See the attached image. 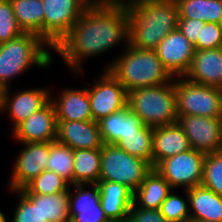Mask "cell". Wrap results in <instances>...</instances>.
<instances>
[{
    "mask_svg": "<svg viewBox=\"0 0 222 222\" xmlns=\"http://www.w3.org/2000/svg\"><path fill=\"white\" fill-rule=\"evenodd\" d=\"M128 45L129 13L126 6L92 2L52 50L62 58L69 72L79 77L86 72L83 63L87 59Z\"/></svg>",
    "mask_w": 222,
    "mask_h": 222,
    "instance_id": "1",
    "label": "cell"
},
{
    "mask_svg": "<svg viewBox=\"0 0 222 222\" xmlns=\"http://www.w3.org/2000/svg\"><path fill=\"white\" fill-rule=\"evenodd\" d=\"M129 13V44L155 50L162 39L178 29L175 0H137L126 5Z\"/></svg>",
    "mask_w": 222,
    "mask_h": 222,
    "instance_id": "2",
    "label": "cell"
},
{
    "mask_svg": "<svg viewBox=\"0 0 222 222\" xmlns=\"http://www.w3.org/2000/svg\"><path fill=\"white\" fill-rule=\"evenodd\" d=\"M121 52L102 69L109 70L127 92L141 87L163 85L173 79L155 50L140 49L129 44Z\"/></svg>",
    "mask_w": 222,
    "mask_h": 222,
    "instance_id": "3",
    "label": "cell"
},
{
    "mask_svg": "<svg viewBox=\"0 0 222 222\" xmlns=\"http://www.w3.org/2000/svg\"><path fill=\"white\" fill-rule=\"evenodd\" d=\"M52 48L37 34L24 32L4 42L0 48V86L11 87L12 81L35 67L45 70L54 61Z\"/></svg>",
    "mask_w": 222,
    "mask_h": 222,
    "instance_id": "4",
    "label": "cell"
},
{
    "mask_svg": "<svg viewBox=\"0 0 222 222\" xmlns=\"http://www.w3.org/2000/svg\"><path fill=\"white\" fill-rule=\"evenodd\" d=\"M127 107L144 125L156 127L176 123L178 115L174 78L163 85L128 91Z\"/></svg>",
    "mask_w": 222,
    "mask_h": 222,
    "instance_id": "5",
    "label": "cell"
},
{
    "mask_svg": "<svg viewBox=\"0 0 222 222\" xmlns=\"http://www.w3.org/2000/svg\"><path fill=\"white\" fill-rule=\"evenodd\" d=\"M151 170L148 162L115 144H104L101 148L100 180L125 184L134 192Z\"/></svg>",
    "mask_w": 222,
    "mask_h": 222,
    "instance_id": "6",
    "label": "cell"
},
{
    "mask_svg": "<svg viewBox=\"0 0 222 222\" xmlns=\"http://www.w3.org/2000/svg\"><path fill=\"white\" fill-rule=\"evenodd\" d=\"M177 115L222 117V89L174 77Z\"/></svg>",
    "mask_w": 222,
    "mask_h": 222,
    "instance_id": "7",
    "label": "cell"
},
{
    "mask_svg": "<svg viewBox=\"0 0 222 222\" xmlns=\"http://www.w3.org/2000/svg\"><path fill=\"white\" fill-rule=\"evenodd\" d=\"M91 3L92 0H42L43 40L53 49Z\"/></svg>",
    "mask_w": 222,
    "mask_h": 222,
    "instance_id": "8",
    "label": "cell"
},
{
    "mask_svg": "<svg viewBox=\"0 0 222 222\" xmlns=\"http://www.w3.org/2000/svg\"><path fill=\"white\" fill-rule=\"evenodd\" d=\"M205 156L206 154L191 148L160 161L154 169L173 190H188L201 185Z\"/></svg>",
    "mask_w": 222,
    "mask_h": 222,
    "instance_id": "9",
    "label": "cell"
},
{
    "mask_svg": "<svg viewBox=\"0 0 222 222\" xmlns=\"http://www.w3.org/2000/svg\"><path fill=\"white\" fill-rule=\"evenodd\" d=\"M99 74L87 87L92 120L97 122L127 106V91L119 80L109 70Z\"/></svg>",
    "mask_w": 222,
    "mask_h": 222,
    "instance_id": "10",
    "label": "cell"
},
{
    "mask_svg": "<svg viewBox=\"0 0 222 222\" xmlns=\"http://www.w3.org/2000/svg\"><path fill=\"white\" fill-rule=\"evenodd\" d=\"M22 148L14 159L7 190L24 188L46 170L50 155V142L19 143Z\"/></svg>",
    "mask_w": 222,
    "mask_h": 222,
    "instance_id": "11",
    "label": "cell"
},
{
    "mask_svg": "<svg viewBox=\"0 0 222 222\" xmlns=\"http://www.w3.org/2000/svg\"><path fill=\"white\" fill-rule=\"evenodd\" d=\"M177 123L192 149L204 154L222 151V117L178 115Z\"/></svg>",
    "mask_w": 222,
    "mask_h": 222,
    "instance_id": "12",
    "label": "cell"
},
{
    "mask_svg": "<svg viewBox=\"0 0 222 222\" xmlns=\"http://www.w3.org/2000/svg\"><path fill=\"white\" fill-rule=\"evenodd\" d=\"M4 88L1 113H7L12 130L23 120L41 109L50 100V89L40 86L14 91ZM14 92V93H13Z\"/></svg>",
    "mask_w": 222,
    "mask_h": 222,
    "instance_id": "13",
    "label": "cell"
},
{
    "mask_svg": "<svg viewBox=\"0 0 222 222\" xmlns=\"http://www.w3.org/2000/svg\"><path fill=\"white\" fill-rule=\"evenodd\" d=\"M164 68L174 77H184L195 54L194 45L176 29L165 36L155 49Z\"/></svg>",
    "mask_w": 222,
    "mask_h": 222,
    "instance_id": "14",
    "label": "cell"
},
{
    "mask_svg": "<svg viewBox=\"0 0 222 222\" xmlns=\"http://www.w3.org/2000/svg\"><path fill=\"white\" fill-rule=\"evenodd\" d=\"M18 143L52 142L57 138V119L49 100L41 109L19 123L12 131Z\"/></svg>",
    "mask_w": 222,
    "mask_h": 222,
    "instance_id": "15",
    "label": "cell"
},
{
    "mask_svg": "<svg viewBox=\"0 0 222 222\" xmlns=\"http://www.w3.org/2000/svg\"><path fill=\"white\" fill-rule=\"evenodd\" d=\"M69 213L71 222H110L102 209L97 183L70 185Z\"/></svg>",
    "mask_w": 222,
    "mask_h": 222,
    "instance_id": "16",
    "label": "cell"
},
{
    "mask_svg": "<svg viewBox=\"0 0 222 222\" xmlns=\"http://www.w3.org/2000/svg\"><path fill=\"white\" fill-rule=\"evenodd\" d=\"M50 91L57 121H88L92 120L91 106L87 86L75 88H62L58 92Z\"/></svg>",
    "mask_w": 222,
    "mask_h": 222,
    "instance_id": "17",
    "label": "cell"
},
{
    "mask_svg": "<svg viewBox=\"0 0 222 222\" xmlns=\"http://www.w3.org/2000/svg\"><path fill=\"white\" fill-rule=\"evenodd\" d=\"M73 150L102 148V140L97 121H57V138Z\"/></svg>",
    "mask_w": 222,
    "mask_h": 222,
    "instance_id": "18",
    "label": "cell"
},
{
    "mask_svg": "<svg viewBox=\"0 0 222 222\" xmlns=\"http://www.w3.org/2000/svg\"><path fill=\"white\" fill-rule=\"evenodd\" d=\"M184 77L197 84L222 89V47L195 50Z\"/></svg>",
    "mask_w": 222,
    "mask_h": 222,
    "instance_id": "19",
    "label": "cell"
},
{
    "mask_svg": "<svg viewBox=\"0 0 222 222\" xmlns=\"http://www.w3.org/2000/svg\"><path fill=\"white\" fill-rule=\"evenodd\" d=\"M100 202L105 216L110 222H126L133 204V191L125 184L108 180L97 182Z\"/></svg>",
    "mask_w": 222,
    "mask_h": 222,
    "instance_id": "20",
    "label": "cell"
},
{
    "mask_svg": "<svg viewBox=\"0 0 222 222\" xmlns=\"http://www.w3.org/2000/svg\"><path fill=\"white\" fill-rule=\"evenodd\" d=\"M190 149L188 137L177 122L153 127V168L160 161Z\"/></svg>",
    "mask_w": 222,
    "mask_h": 222,
    "instance_id": "21",
    "label": "cell"
},
{
    "mask_svg": "<svg viewBox=\"0 0 222 222\" xmlns=\"http://www.w3.org/2000/svg\"><path fill=\"white\" fill-rule=\"evenodd\" d=\"M189 199L190 221H222V196L198 185L187 190ZM192 210V211H191Z\"/></svg>",
    "mask_w": 222,
    "mask_h": 222,
    "instance_id": "22",
    "label": "cell"
},
{
    "mask_svg": "<svg viewBox=\"0 0 222 222\" xmlns=\"http://www.w3.org/2000/svg\"><path fill=\"white\" fill-rule=\"evenodd\" d=\"M172 187L154 168L133 192V204L143 209H160Z\"/></svg>",
    "mask_w": 222,
    "mask_h": 222,
    "instance_id": "23",
    "label": "cell"
},
{
    "mask_svg": "<svg viewBox=\"0 0 222 222\" xmlns=\"http://www.w3.org/2000/svg\"><path fill=\"white\" fill-rule=\"evenodd\" d=\"M17 23L23 32L35 33L43 39L42 0H10Z\"/></svg>",
    "mask_w": 222,
    "mask_h": 222,
    "instance_id": "24",
    "label": "cell"
},
{
    "mask_svg": "<svg viewBox=\"0 0 222 222\" xmlns=\"http://www.w3.org/2000/svg\"><path fill=\"white\" fill-rule=\"evenodd\" d=\"M179 18L222 24V0H175Z\"/></svg>",
    "mask_w": 222,
    "mask_h": 222,
    "instance_id": "25",
    "label": "cell"
},
{
    "mask_svg": "<svg viewBox=\"0 0 222 222\" xmlns=\"http://www.w3.org/2000/svg\"><path fill=\"white\" fill-rule=\"evenodd\" d=\"M101 148L74 150V184L97 183L100 180Z\"/></svg>",
    "mask_w": 222,
    "mask_h": 222,
    "instance_id": "26",
    "label": "cell"
},
{
    "mask_svg": "<svg viewBox=\"0 0 222 222\" xmlns=\"http://www.w3.org/2000/svg\"><path fill=\"white\" fill-rule=\"evenodd\" d=\"M116 145L128 154L145 160L153 168V127L144 125L138 134L126 135Z\"/></svg>",
    "mask_w": 222,
    "mask_h": 222,
    "instance_id": "27",
    "label": "cell"
},
{
    "mask_svg": "<svg viewBox=\"0 0 222 222\" xmlns=\"http://www.w3.org/2000/svg\"><path fill=\"white\" fill-rule=\"evenodd\" d=\"M73 167L74 150L57 140L50 142V155L46 170L53 171L70 184H74Z\"/></svg>",
    "mask_w": 222,
    "mask_h": 222,
    "instance_id": "28",
    "label": "cell"
},
{
    "mask_svg": "<svg viewBox=\"0 0 222 222\" xmlns=\"http://www.w3.org/2000/svg\"><path fill=\"white\" fill-rule=\"evenodd\" d=\"M35 195L40 199V211L48 222L70 221L69 191Z\"/></svg>",
    "mask_w": 222,
    "mask_h": 222,
    "instance_id": "29",
    "label": "cell"
},
{
    "mask_svg": "<svg viewBox=\"0 0 222 222\" xmlns=\"http://www.w3.org/2000/svg\"><path fill=\"white\" fill-rule=\"evenodd\" d=\"M8 191L18 196L9 222H48L40 211V199L35 194H25L21 189Z\"/></svg>",
    "mask_w": 222,
    "mask_h": 222,
    "instance_id": "30",
    "label": "cell"
},
{
    "mask_svg": "<svg viewBox=\"0 0 222 222\" xmlns=\"http://www.w3.org/2000/svg\"><path fill=\"white\" fill-rule=\"evenodd\" d=\"M70 183L53 171L44 170L21 190L25 194H56L69 191Z\"/></svg>",
    "mask_w": 222,
    "mask_h": 222,
    "instance_id": "31",
    "label": "cell"
},
{
    "mask_svg": "<svg viewBox=\"0 0 222 222\" xmlns=\"http://www.w3.org/2000/svg\"><path fill=\"white\" fill-rule=\"evenodd\" d=\"M180 191L184 192V196L183 194L179 195L172 189L159 209L164 218L169 222H190L187 190Z\"/></svg>",
    "mask_w": 222,
    "mask_h": 222,
    "instance_id": "32",
    "label": "cell"
},
{
    "mask_svg": "<svg viewBox=\"0 0 222 222\" xmlns=\"http://www.w3.org/2000/svg\"><path fill=\"white\" fill-rule=\"evenodd\" d=\"M201 185L222 196V151L206 154Z\"/></svg>",
    "mask_w": 222,
    "mask_h": 222,
    "instance_id": "33",
    "label": "cell"
},
{
    "mask_svg": "<svg viewBox=\"0 0 222 222\" xmlns=\"http://www.w3.org/2000/svg\"><path fill=\"white\" fill-rule=\"evenodd\" d=\"M124 109L103 117L97 123L104 144H117L122 139Z\"/></svg>",
    "mask_w": 222,
    "mask_h": 222,
    "instance_id": "34",
    "label": "cell"
},
{
    "mask_svg": "<svg viewBox=\"0 0 222 222\" xmlns=\"http://www.w3.org/2000/svg\"><path fill=\"white\" fill-rule=\"evenodd\" d=\"M22 33L10 0H0V42H8Z\"/></svg>",
    "mask_w": 222,
    "mask_h": 222,
    "instance_id": "35",
    "label": "cell"
},
{
    "mask_svg": "<svg viewBox=\"0 0 222 222\" xmlns=\"http://www.w3.org/2000/svg\"><path fill=\"white\" fill-rule=\"evenodd\" d=\"M222 47V24L205 23L200 37L194 45L195 50H206Z\"/></svg>",
    "mask_w": 222,
    "mask_h": 222,
    "instance_id": "36",
    "label": "cell"
},
{
    "mask_svg": "<svg viewBox=\"0 0 222 222\" xmlns=\"http://www.w3.org/2000/svg\"><path fill=\"white\" fill-rule=\"evenodd\" d=\"M126 222H169L161 214L159 209L138 208L131 205Z\"/></svg>",
    "mask_w": 222,
    "mask_h": 222,
    "instance_id": "37",
    "label": "cell"
},
{
    "mask_svg": "<svg viewBox=\"0 0 222 222\" xmlns=\"http://www.w3.org/2000/svg\"><path fill=\"white\" fill-rule=\"evenodd\" d=\"M205 22L198 19L179 18L178 29L181 33L195 45L200 37L201 29Z\"/></svg>",
    "mask_w": 222,
    "mask_h": 222,
    "instance_id": "38",
    "label": "cell"
},
{
    "mask_svg": "<svg viewBox=\"0 0 222 222\" xmlns=\"http://www.w3.org/2000/svg\"><path fill=\"white\" fill-rule=\"evenodd\" d=\"M144 126L142 120L134 114L127 106L124 108V120L122 128V138L130 134H138Z\"/></svg>",
    "mask_w": 222,
    "mask_h": 222,
    "instance_id": "39",
    "label": "cell"
},
{
    "mask_svg": "<svg viewBox=\"0 0 222 222\" xmlns=\"http://www.w3.org/2000/svg\"><path fill=\"white\" fill-rule=\"evenodd\" d=\"M134 1L137 0H92V2L97 4H112V5H125V6Z\"/></svg>",
    "mask_w": 222,
    "mask_h": 222,
    "instance_id": "40",
    "label": "cell"
},
{
    "mask_svg": "<svg viewBox=\"0 0 222 222\" xmlns=\"http://www.w3.org/2000/svg\"><path fill=\"white\" fill-rule=\"evenodd\" d=\"M0 222H9L7 216L5 213H3V210L0 209Z\"/></svg>",
    "mask_w": 222,
    "mask_h": 222,
    "instance_id": "41",
    "label": "cell"
},
{
    "mask_svg": "<svg viewBox=\"0 0 222 222\" xmlns=\"http://www.w3.org/2000/svg\"><path fill=\"white\" fill-rule=\"evenodd\" d=\"M3 90L4 89L0 86V113L2 109Z\"/></svg>",
    "mask_w": 222,
    "mask_h": 222,
    "instance_id": "42",
    "label": "cell"
},
{
    "mask_svg": "<svg viewBox=\"0 0 222 222\" xmlns=\"http://www.w3.org/2000/svg\"><path fill=\"white\" fill-rule=\"evenodd\" d=\"M190 222H213V221H210V220H193V221H190ZM217 222H222V221H217Z\"/></svg>",
    "mask_w": 222,
    "mask_h": 222,
    "instance_id": "43",
    "label": "cell"
}]
</instances>
